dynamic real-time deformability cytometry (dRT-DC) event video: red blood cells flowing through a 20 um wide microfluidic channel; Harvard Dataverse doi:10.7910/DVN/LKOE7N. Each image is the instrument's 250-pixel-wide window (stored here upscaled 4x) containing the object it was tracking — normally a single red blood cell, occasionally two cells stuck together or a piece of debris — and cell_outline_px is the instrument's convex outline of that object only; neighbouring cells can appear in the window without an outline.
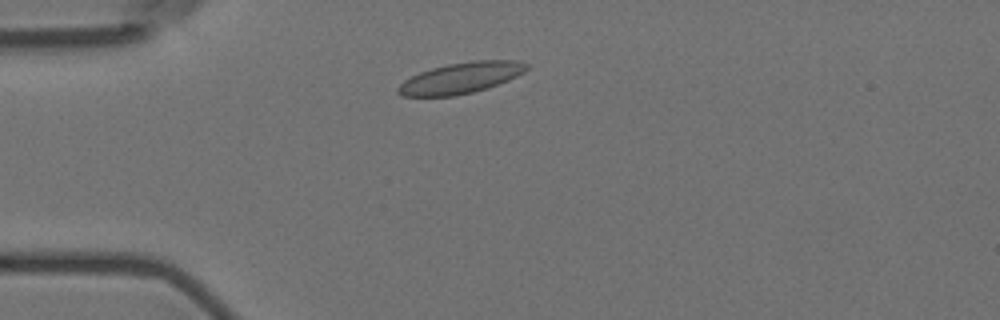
{"species": "Egyptian fruit bat (a non-hibernating species)", "species_latin": "Rousettus aegyptiacus", "temperature_condition": "room temperature", "stored_images_in_passage": 9, "camera_frame_rate_fps": 3000, "um_per_image_px": 0.085, "animal": {"sex": "female"}, "frame": {"image": 1, "passage_image": 1, "time_ms": 0.0, "image_size_px": [1000, 320], "cell_outline_px": [[528, 68], [524, 72], [508, 80], [488, 88], [472, 92], [452, 96], [400, 96], [396, 92], [396, 88], [404, 80], [420, 72], [432, 68], [448, 64], [472, 60], [516, 60], [528, 64]], "centroid_in_image_um": [39.16, 6.62], "position_along_channel_um": 45.8, "area_um2": 23.18}}